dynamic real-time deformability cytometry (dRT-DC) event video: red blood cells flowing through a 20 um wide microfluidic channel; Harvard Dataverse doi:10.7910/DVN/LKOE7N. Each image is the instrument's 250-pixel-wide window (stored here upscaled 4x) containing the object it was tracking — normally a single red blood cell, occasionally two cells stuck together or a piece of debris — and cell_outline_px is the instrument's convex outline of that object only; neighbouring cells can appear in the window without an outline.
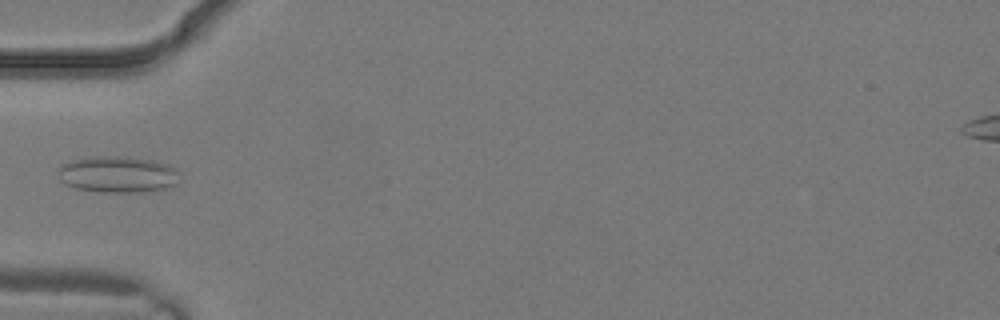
{"species": "common noctule bat (a hibernating species)", "species_latin": "Nyctalus noctula", "temperature_condition": "warm", "stored_images_in_passage": 2, "camera_frame_rate_fps": 3000, "um_per_image_px": 0.085, "animal": {"sex": "male", "body_mass_g": 19.2, "forearm_length_mm": 51.8}, "frame": {"image": 1, "passage_image": 2, "time_ms": 0.333, "image_size_px": [1000, 320], "cell_outline_px": [[176, 184], [164, 188], [140, 192], [100, 192], [76, 188], [64, 184], [60, 180], [56, 172], [60, 164], [72, 160], [92, 156], [128, 156], [152, 160], [168, 164], [176, 168]], "centroid_in_image_um": [9.92, 14.81], "position_along_channel_um": 75.1, "area_um2": 25.95}}